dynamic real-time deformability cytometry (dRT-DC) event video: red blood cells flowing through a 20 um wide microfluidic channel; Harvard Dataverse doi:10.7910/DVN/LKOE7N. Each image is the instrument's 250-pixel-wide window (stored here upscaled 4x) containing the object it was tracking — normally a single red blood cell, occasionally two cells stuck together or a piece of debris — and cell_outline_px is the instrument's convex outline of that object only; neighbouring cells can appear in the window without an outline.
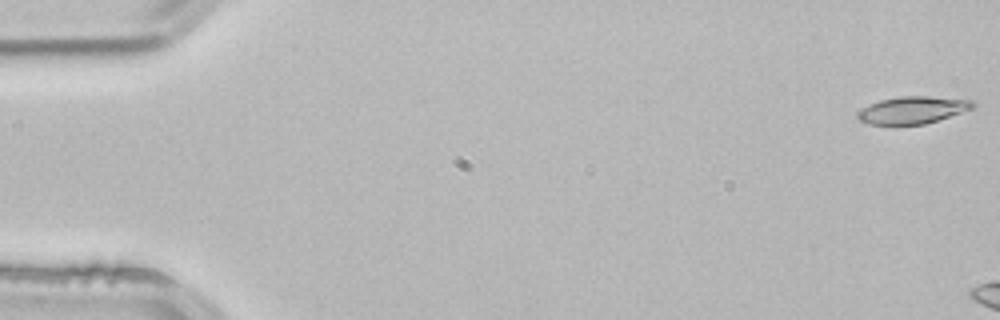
{"species": "common noctule bat (a hibernating species)", "species_latin": "Nyctalus noctula", "temperature_condition": "room temperature", "stored_images_in_passage": 2, "camera_frame_rate_fps": 3000, "um_per_image_px": 0.085, "animal": {"sex": "male", "body_mass_g": 21.5, "forearm_length_mm": 52.0}, "frame": {"image": 1, "passage_image": 1, "time_ms": 0.0, "image_size_px": [1000, 320], "cell_outline_px": [[976, 104], [972, 108], [924, 124], [868, 124], [860, 120], [856, 116], [864, 108], [880, 100], [904, 96], [928, 96], [972, 100]], "centroid_in_image_um": [77.58, 9.34], "position_along_channel_um": 7.4, "area_um2": 17.69}}